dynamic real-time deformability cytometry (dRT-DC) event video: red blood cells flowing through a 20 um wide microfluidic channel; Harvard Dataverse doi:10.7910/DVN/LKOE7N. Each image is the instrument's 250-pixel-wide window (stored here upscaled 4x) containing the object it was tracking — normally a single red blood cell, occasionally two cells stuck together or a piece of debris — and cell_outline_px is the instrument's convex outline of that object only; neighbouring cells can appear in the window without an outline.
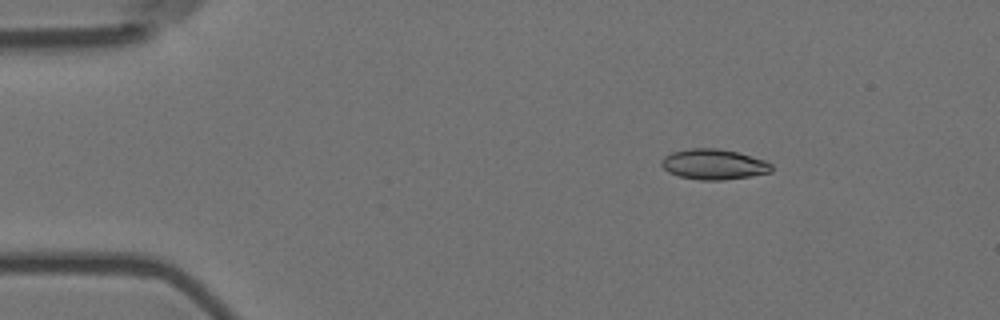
{"species": "Egyptian fruit bat (a non-hibernating species)", "species_latin": "Rousettus aegyptiacus", "temperature_condition": "room temperature", "stored_images_in_passage": 4, "camera_frame_rate_fps": 3000, "um_per_image_px": 0.085, "animal": {"sex": "female"}, "frame": {"image": 1, "passage_image": 2, "time_ms": 0.333, "image_size_px": [1000, 320], "cell_outline_px": [[772, 172], [724, 180], [700, 180], [680, 176], [668, 172], [660, 164], [660, 160], [664, 156], [672, 152], [692, 148], [716, 148], [736, 152], [764, 160], [772, 164]], "centroid_in_image_um": [60.64, 13.97], "position_along_channel_um": 24.4, "area_um2": 19.36}}